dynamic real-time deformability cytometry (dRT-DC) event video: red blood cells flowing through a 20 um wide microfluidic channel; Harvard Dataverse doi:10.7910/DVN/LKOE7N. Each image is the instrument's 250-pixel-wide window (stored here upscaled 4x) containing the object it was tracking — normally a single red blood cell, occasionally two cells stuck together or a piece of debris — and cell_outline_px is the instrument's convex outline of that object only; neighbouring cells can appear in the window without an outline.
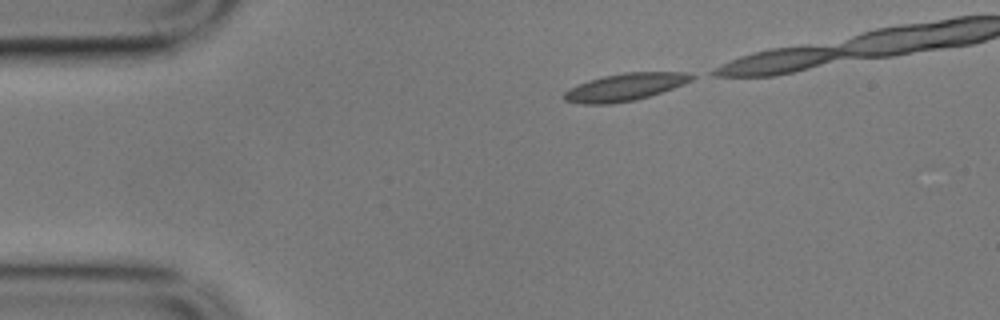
{"species": "common noctule bat (a hibernating species)", "species_latin": "Nyctalus noctula", "temperature_condition": "cold", "stored_images_in_passage": 15, "camera_frame_rate_fps": 3000, "um_per_image_px": 0.085, "animal": {"sex": "male", "body_mass_g": 17.9}, "frame": {"image": 1, "passage_image": 1, "time_ms": 0.0, "image_size_px": [1000, 320], "cell_outline_px": [[700, 76], [684, 84], [636, 100], [612, 104], [584, 104], [564, 100], [560, 96], [568, 88], [588, 80], [604, 76], [624, 72], [688, 72]], "centroid_in_image_um": [53.12, 7.39], "position_along_channel_um": 31.9, "area_um2": 20.58}}
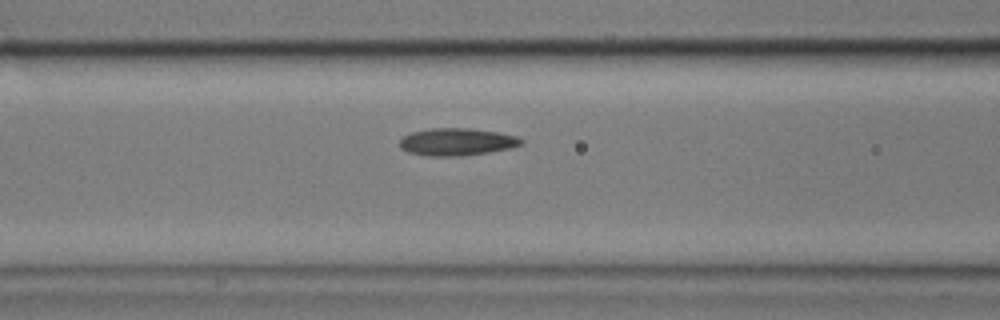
{"frame": {"image": 2, "passage_image": 13, "time_ms": 4.0, "image_size_px": [1000, 320], "cell_outline_px": [[524, 144], [512, 148], [464, 156], [428, 156], [408, 152], [400, 148], [400, 140], [404, 136], [412, 132], [432, 128], [468, 128], [496, 132], [516, 136], [524, 140]], "centroid_in_image_um": [38.85, 12.06], "position_along_channel_um": 127.8, "area_um2": 19.42}}